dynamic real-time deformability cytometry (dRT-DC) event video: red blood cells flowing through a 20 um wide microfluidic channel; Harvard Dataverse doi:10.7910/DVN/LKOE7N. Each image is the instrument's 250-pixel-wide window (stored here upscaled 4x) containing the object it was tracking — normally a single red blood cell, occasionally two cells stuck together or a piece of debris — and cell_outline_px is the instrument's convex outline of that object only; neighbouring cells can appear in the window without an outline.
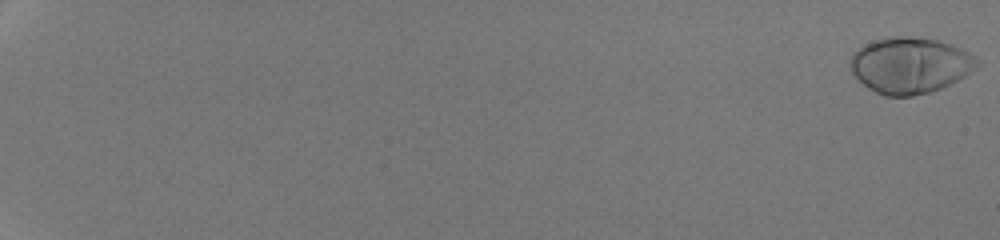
{"species": "human", "species_latin": "Homo sapiens", "temperature_condition": "room temperature", "stored_images_in_passage": 54, "camera_frame_rate_fps": 3000, "um_per_image_px": 0.085, "donor": {"sex": "male"}, "frame": {"image": 1, "passage_image": 1, "time_ms": 0.0, "image_size_px": [1000, 240], "cell_outline_px": [[980, 64], [976, 68], [964, 76], [940, 88], [928, 92], [912, 96], [884, 96], [868, 88], [852, 72], [848, 64], [852, 52], [864, 44], [872, 40], [888, 36], [912, 36], [940, 40], [952, 44], [976, 56], [980, 60]], "centroid_in_image_um": [77.33, 5.52], "position_along_channel_um": 7.7, "area_um2": 41.73}}
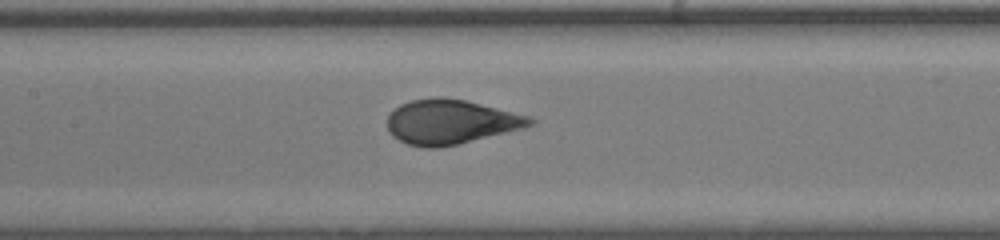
{"frame": {"image": 2, "passage_image": 31, "time_ms": 10.0, "image_size_px": [1000, 240], "cell_outline_px": [[536, 124], [524, 128], [440, 148], [424, 148], [408, 144], [392, 136], [388, 132], [388, 116], [400, 104], [412, 100], [436, 96], [440, 96], [464, 100], [532, 116], [536, 120]], "centroid_in_image_um": [38.33, 10.36], "position_along_channel_um": 169.1, "area_um2": 37.11}}
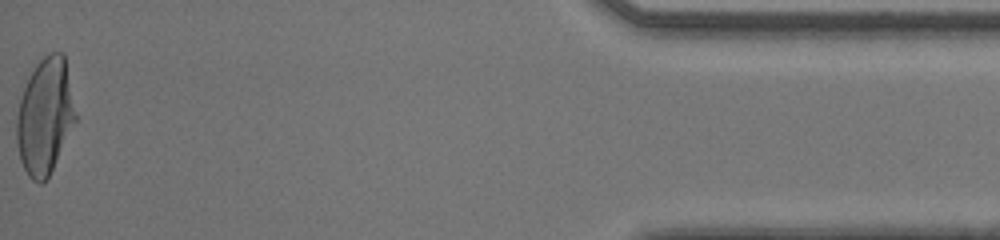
{"frame": {"image": 3, "passage_image": 54, "time_ms": 17.667, "image_size_px": [1000, 240], "cell_outline_px": [[76, 120], [48, 176], [40, 184], [32, 180], [28, 176], [20, 160], [16, 140], [16, 116], [20, 100], [24, 88], [36, 64], [48, 52], [64, 52], [76, 116]], "centroid_in_image_um": [3.8, 9.87], "position_along_channel_um": 431.4, "area_um2": 39.3}, "authors_computed_cell_mechanics": {"area_um2": 38.3214, "velocity_mm_per_s": 4.2742, "shape_relaxation_time_tau1_ms": 3.7301, "shape_relaxation_time_tau2_ms": null, "deformation_change_tau1": 0.2109, "deformation_change_tau2": null}}